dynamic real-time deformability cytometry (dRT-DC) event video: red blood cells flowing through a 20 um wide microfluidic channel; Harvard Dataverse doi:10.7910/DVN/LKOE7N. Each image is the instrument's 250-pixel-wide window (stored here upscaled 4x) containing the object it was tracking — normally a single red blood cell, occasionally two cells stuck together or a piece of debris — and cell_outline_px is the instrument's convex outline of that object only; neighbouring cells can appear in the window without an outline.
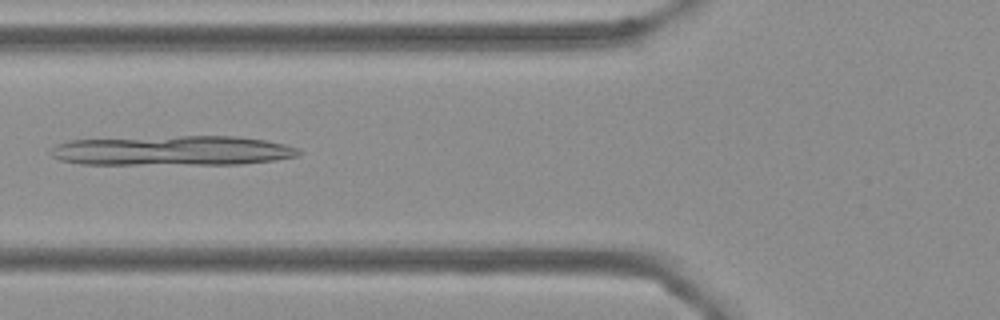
{"species": "Egyptian fruit bat (a non-hibernating species)", "species_latin": "Rousettus aegyptiacus", "temperature_condition": "cold", "stored_images_in_passage": 54, "camera_frame_rate_fps": 3000, "um_per_image_px": 0.085, "frame": {"image": 1, "passage_image": 20, "time_ms": 6.333, "image_size_px": [1000, 320], "cell_outline_px": [[300, 156], [276, 160], [240, 164], [80, 164], [60, 160], [52, 156], [48, 152], [56, 144], [68, 140], [180, 136], [240, 136], [264, 140], [284, 144], [300, 148]], "centroid_in_image_um": [14.68, 12.8], "position_along_channel_um": 111.1, "area_um2": 43.29}}
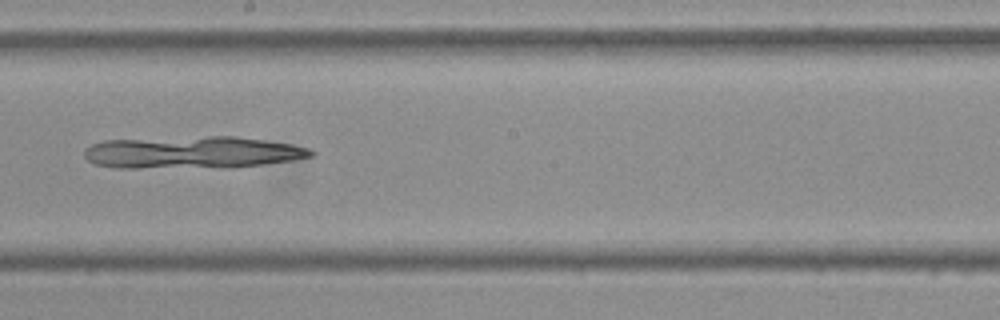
{"frame": {"image": 2, "passage_image": 30, "time_ms": 9.667, "image_size_px": [1000, 320], "cell_outline_px": [[316, 152], [312, 156], [292, 160], [264, 164], [228, 168], [116, 168], [96, 164], [88, 160], [84, 156], [84, 148], [92, 144], [104, 140], [208, 136], [236, 136], [292, 144], [308, 148]], "centroid_in_image_um": [16.34, 12.96], "position_along_channel_um": 231.9, "area_um2": 42.95}}
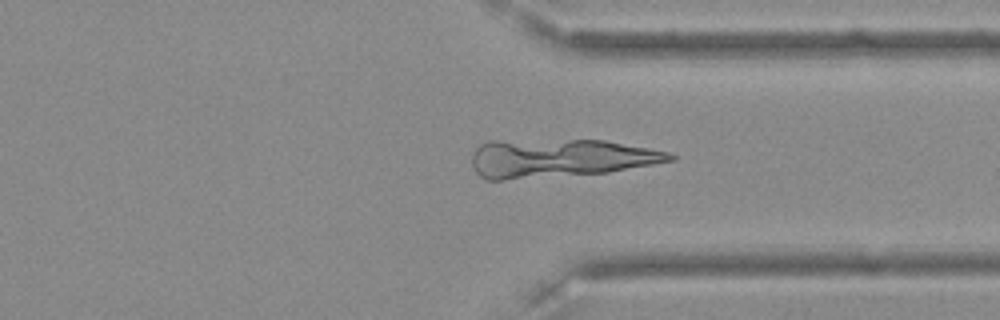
{"frame": {"image": 3, "passage_image": 41, "time_ms": 13.333, "image_size_px": [1000, 320], "cell_outline_px": [[676, 160], [608, 172], [504, 180], [488, 180], [480, 176], [476, 172], [472, 164], [472, 152], [480, 144], [488, 140], [604, 140], [648, 148], [668, 152], [676, 156]], "centroid_in_image_um": [47.53, 13.44], "position_along_channel_um": 363.9, "area_um2": 44.33}}